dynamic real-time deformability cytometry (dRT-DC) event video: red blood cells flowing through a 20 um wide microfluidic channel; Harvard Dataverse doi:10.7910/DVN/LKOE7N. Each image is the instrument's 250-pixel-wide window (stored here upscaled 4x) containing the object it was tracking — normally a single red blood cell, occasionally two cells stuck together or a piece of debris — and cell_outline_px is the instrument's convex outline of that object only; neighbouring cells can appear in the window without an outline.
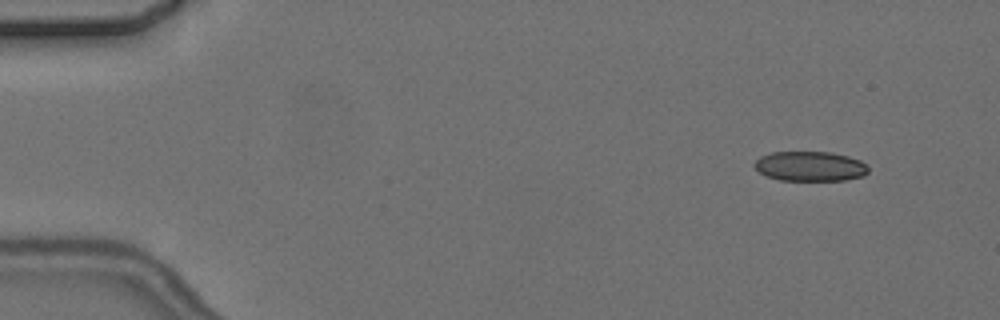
{"species": "common noctule bat (a hibernating species)", "species_latin": "Nyctalus noctula", "temperature_condition": "cold", "stored_images_in_passage": 5, "camera_frame_rate_fps": 3000, "um_per_image_px": 0.085, "animal": {"sex": "female", "body_mass_g": 24.6, "forearm_length_mm": 56.2}, "frame": {"image": 1, "passage_image": 2, "time_ms": 1.333, "image_size_px": [1000, 320], "cell_outline_px": [[868, 172], [864, 176], [844, 180], [780, 180], [768, 176], [760, 172], [752, 164], [760, 156], [772, 152], [832, 152], [848, 156], [860, 160], [868, 164]], "centroid_in_image_um": [68.88, 14.13], "position_along_channel_um": 16.1, "area_um2": 19.83}}